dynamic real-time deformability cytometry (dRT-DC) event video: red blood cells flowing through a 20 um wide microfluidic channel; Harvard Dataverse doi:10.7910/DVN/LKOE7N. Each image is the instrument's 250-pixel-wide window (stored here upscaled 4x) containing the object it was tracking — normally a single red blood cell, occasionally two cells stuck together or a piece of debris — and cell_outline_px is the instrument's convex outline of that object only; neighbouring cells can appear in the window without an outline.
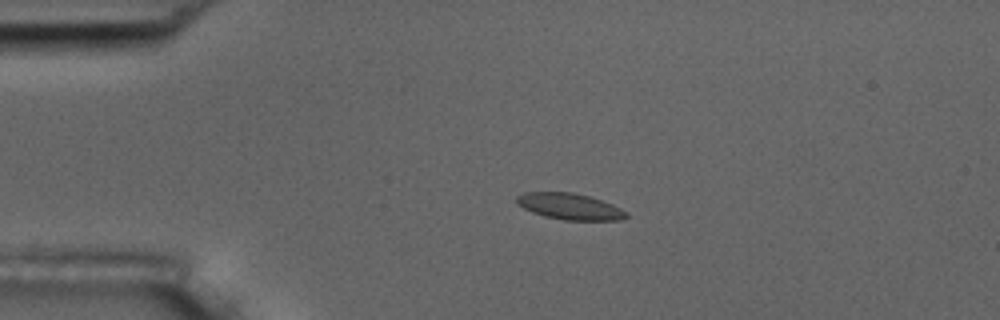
{"species": "common noctule bat (a hibernating species)", "species_latin": "Nyctalus noctula", "temperature_condition": "room temperature", "stored_images_in_passage": 4, "camera_frame_rate_fps": 3000, "um_per_image_px": 0.085, "animal": {"sex": "male", "body_mass_g": 17.5, "forearm_length_mm": 52.3}, "frame": {"image": 1, "passage_image": 3, "time_ms": 3.333, "image_size_px": [1000, 320], "cell_outline_px": [[628, 216], [620, 220], [564, 220], [544, 216], [532, 212], [516, 204], [516, 196], [524, 192], [572, 192], [588, 196], [612, 204], [628, 212]], "centroid_in_image_um": [48.41, 17.55], "position_along_channel_um": 36.6, "area_um2": 16.76}}